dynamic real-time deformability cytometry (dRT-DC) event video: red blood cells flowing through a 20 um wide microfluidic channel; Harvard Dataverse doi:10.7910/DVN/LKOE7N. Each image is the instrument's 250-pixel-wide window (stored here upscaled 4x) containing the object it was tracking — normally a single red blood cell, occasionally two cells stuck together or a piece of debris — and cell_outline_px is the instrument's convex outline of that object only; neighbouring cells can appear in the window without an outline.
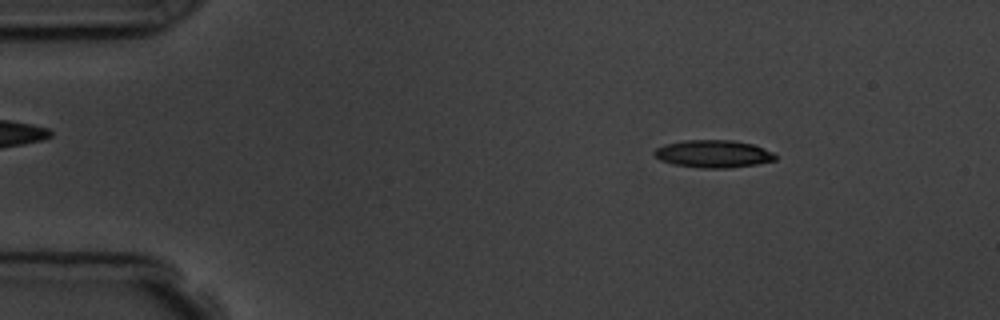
{"species": "common noctule bat (a hibernating species)", "species_latin": "Nyctalus noctula", "temperature_condition": "room temperature", "stored_images_in_passage": 6, "camera_frame_rate_fps": 3000, "um_per_image_px": 0.085, "animal": {"sex": "male", "body_mass_g": 19.5, "forearm_length_mm": 54.6}, "frame": {"image": 1, "passage_image": 2, "time_ms": 1.333, "image_size_px": [1000, 320], "cell_outline_px": [[776, 160], [756, 164], [728, 168], [704, 168], [672, 164], [660, 160], [652, 152], [656, 148], [664, 144], [684, 140], [732, 140], [752, 144], [772, 152], [776, 156]], "centroid_in_image_um": [60.6, 13.07], "position_along_channel_um": 24.4, "area_um2": 19.36}}
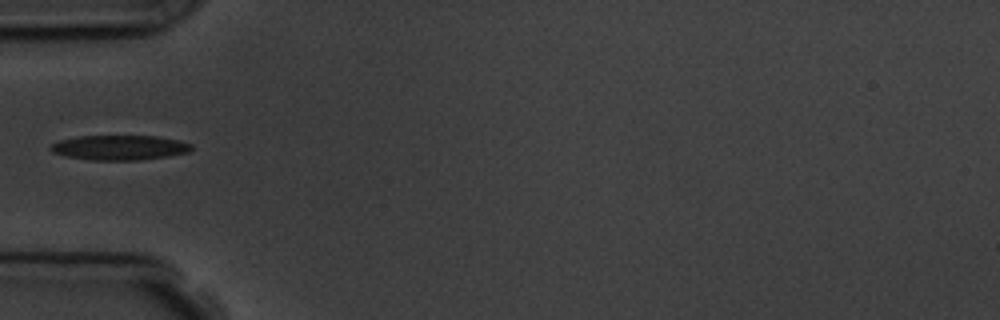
{"frame": {"image": 2, "passage_image": 5, "time_ms": 4.667, "image_size_px": [1000, 320], "cell_outline_px": [[192, 148], [188, 152], [168, 156], [140, 160], [92, 160], [64, 156], [52, 152], [48, 148], [52, 144], [60, 140], [80, 136], [156, 136], [180, 140], [192, 144]], "centroid_in_image_um": [10.16, 12.54], "position_along_channel_um": 74.8, "area_um2": 20.4}}